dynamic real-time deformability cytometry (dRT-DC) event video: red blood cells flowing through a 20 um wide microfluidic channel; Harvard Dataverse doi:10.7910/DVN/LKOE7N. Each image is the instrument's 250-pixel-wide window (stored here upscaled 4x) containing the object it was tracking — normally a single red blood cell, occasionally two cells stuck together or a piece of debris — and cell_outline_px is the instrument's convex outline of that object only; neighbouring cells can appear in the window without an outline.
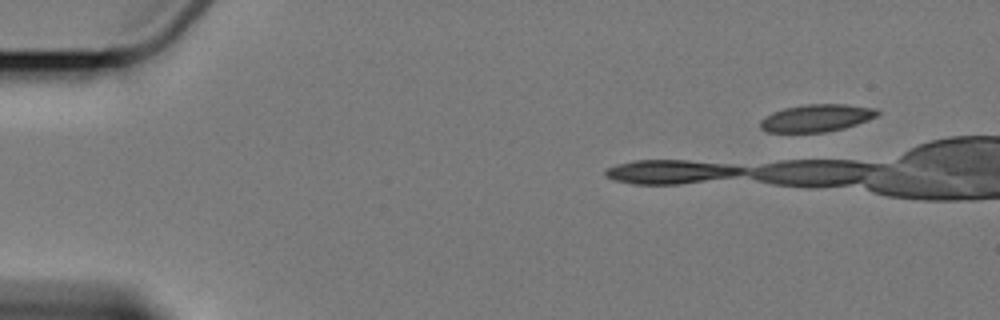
{"species": "Egyptian fruit bat (a non-hibernating species)", "species_latin": "Rousettus aegyptiacus", "temperature_condition": "cold", "stored_images_in_passage": 4, "camera_frame_rate_fps": 3000, "um_per_image_px": 0.085, "animal": {"sex": "female"}, "frame": {"image": 1, "passage_image": 1, "time_ms": 0.0, "image_size_px": [1000, 320], "cell_outline_px": [[880, 112], [876, 116], [856, 124], [844, 128], [824, 132], [768, 132], [760, 128], [760, 120], [772, 112], [784, 108], [808, 104], [844, 104], [876, 108]], "centroid_in_image_um": [69.39, 10.03], "position_along_channel_um": 15.6, "area_um2": 18.55}}